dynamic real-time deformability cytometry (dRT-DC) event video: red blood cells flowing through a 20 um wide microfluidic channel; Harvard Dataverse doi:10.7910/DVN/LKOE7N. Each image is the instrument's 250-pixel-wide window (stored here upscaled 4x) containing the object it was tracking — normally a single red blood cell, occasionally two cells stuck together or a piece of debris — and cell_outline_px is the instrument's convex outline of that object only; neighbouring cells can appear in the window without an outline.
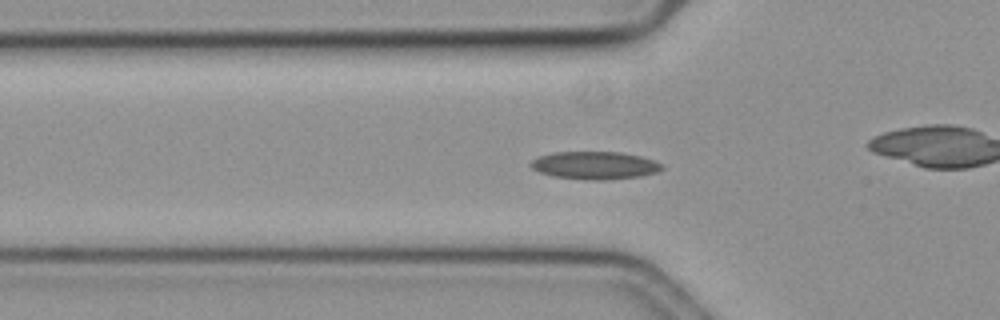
{"species": "common noctule bat (a hibernating species)", "species_latin": "Nyctalus noctula", "temperature_condition": "cold", "stored_images_in_passage": 59, "camera_frame_rate_fps": 3000, "um_per_image_px": 0.085, "animal": {"sex": "female", "body_mass_g": 19.3, "forearm_length_mm": 54.1}, "frame": {"image": 1, "passage_image": 20, "time_ms": 6.333, "image_size_px": [1000, 320], "cell_outline_px": [[664, 168], [656, 172], [640, 176], [604, 180], [584, 180], [552, 176], [540, 172], [532, 168], [528, 164], [532, 160], [540, 156], [552, 152], [620, 152], [640, 156], [656, 160], [664, 164]], "centroid_in_image_um": [50.57, 14.05], "position_along_channel_um": 75.2, "area_um2": 21.39}}
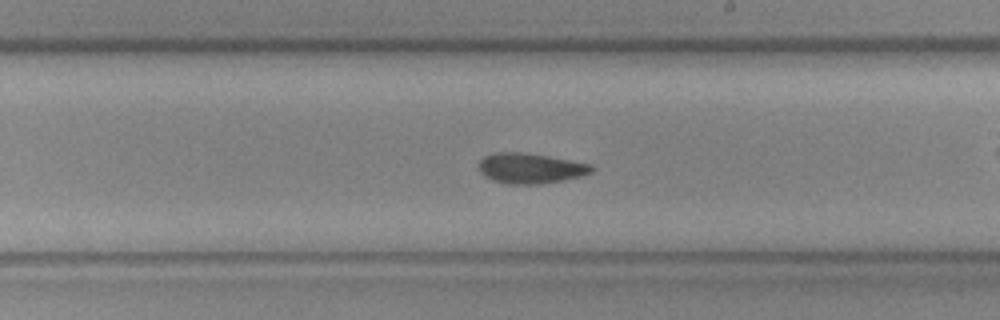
{"frame": {"image": 2, "passage_image": 34, "time_ms": 11.0, "image_size_px": [1000, 320], "cell_outline_px": [[596, 168], [592, 172], [580, 176], [564, 180], [536, 184], [508, 184], [492, 180], [484, 176], [480, 172], [476, 164], [484, 156], [492, 152], [520, 152], [592, 164]], "centroid_in_image_um": [45.03, 14.3], "position_along_channel_um": 244.0, "area_um2": 19.94}}
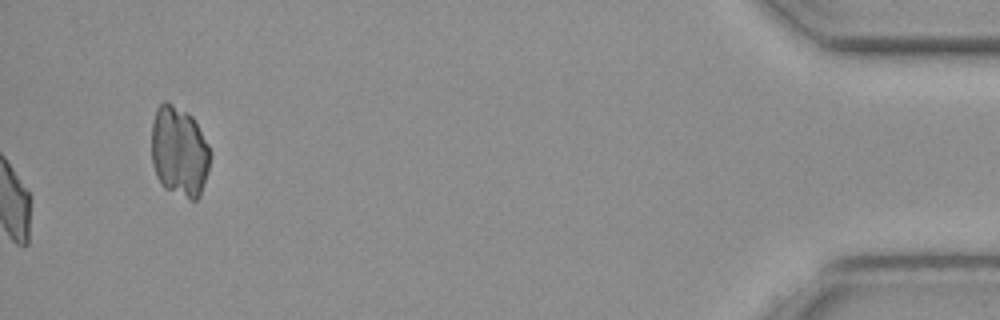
{"frame": {"image": 3, "passage_image": 59, "time_ms": 19.333, "image_size_px": [1000, 320], "cell_outline_px": [[212, 152], [208, 172], [200, 196], [196, 200], [188, 200], [164, 188], [156, 176], [152, 164], [152, 120], [156, 108], [164, 100], [188, 112], [192, 116], [208, 144]], "centroid_in_image_um": [15.24, 12.89], "position_along_channel_um": 420.0, "area_um2": 31.39}, "authors_computed_cell_mechanics": {"area_um2": 19.9988, "velocity_mm_per_s": 3.6062, "shape_relaxation_time_tau1_ms": 5.7935, "shape_relaxation_time_tau2_ms": 4.2132, "deformation_change_tau1": 0.1429, "deformation_change_tau2": 0.1089}}